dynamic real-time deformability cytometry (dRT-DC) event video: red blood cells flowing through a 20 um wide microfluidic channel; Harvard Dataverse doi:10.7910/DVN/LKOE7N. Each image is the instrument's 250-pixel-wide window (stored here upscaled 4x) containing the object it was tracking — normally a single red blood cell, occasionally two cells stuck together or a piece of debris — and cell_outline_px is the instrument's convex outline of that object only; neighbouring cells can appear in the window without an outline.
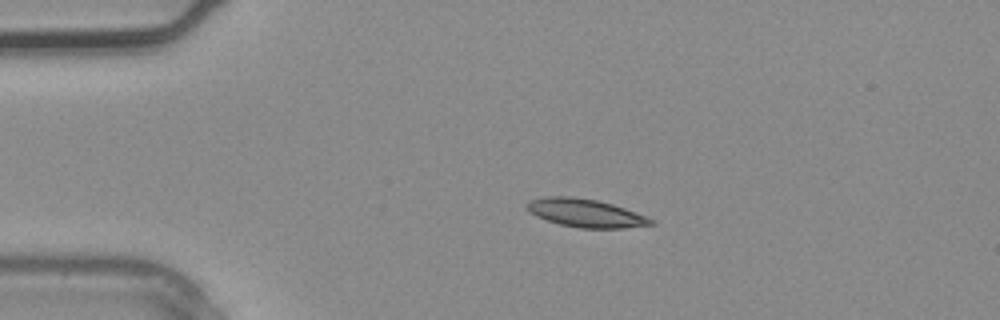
{"species": "common noctule bat (a hibernating species)", "species_latin": "Nyctalus noctula", "temperature_condition": "warm", "stored_images_in_passage": 2, "camera_frame_rate_fps": 3000, "um_per_image_px": 0.085, "animal": {"sex": "male", "body_mass_g": 20.4}, "frame": {"image": 1, "passage_image": 1, "time_ms": 0.0, "image_size_px": [1000, 320], "cell_outline_px": [[656, 224], [624, 228], [580, 228], [560, 224], [536, 216], [528, 212], [524, 204], [528, 200], [544, 196], [572, 196], [596, 200], [612, 204], [648, 216], [656, 220]], "centroid_in_image_um": [49.77, 18.1], "position_along_channel_um": 35.2, "area_um2": 20.63}}
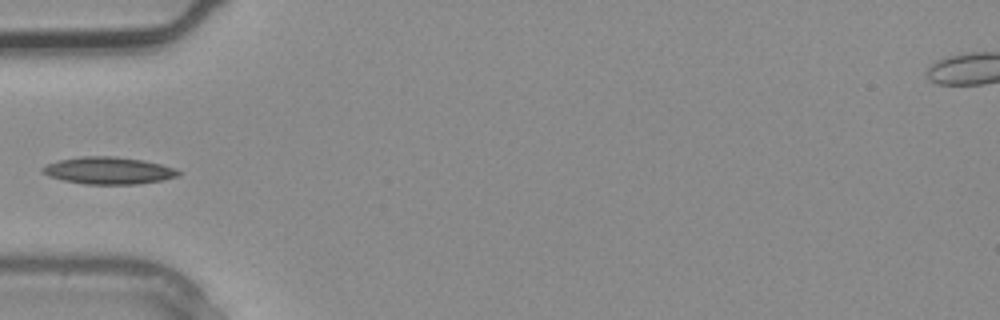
{"frame": {"image": 2, "passage_image": 2, "time_ms": 0.333, "image_size_px": [1000, 320], "cell_outline_px": [[180, 176], [164, 180], [136, 184], [84, 184], [64, 180], [48, 176], [40, 168], [48, 164], [60, 160], [80, 156], [116, 156], [144, 160], [176, 168], [180, 172]], "centroid_in_image_um": [9.27, 14.49], "position_along_channel_um": 75.7, "area_um2": 21.5}}